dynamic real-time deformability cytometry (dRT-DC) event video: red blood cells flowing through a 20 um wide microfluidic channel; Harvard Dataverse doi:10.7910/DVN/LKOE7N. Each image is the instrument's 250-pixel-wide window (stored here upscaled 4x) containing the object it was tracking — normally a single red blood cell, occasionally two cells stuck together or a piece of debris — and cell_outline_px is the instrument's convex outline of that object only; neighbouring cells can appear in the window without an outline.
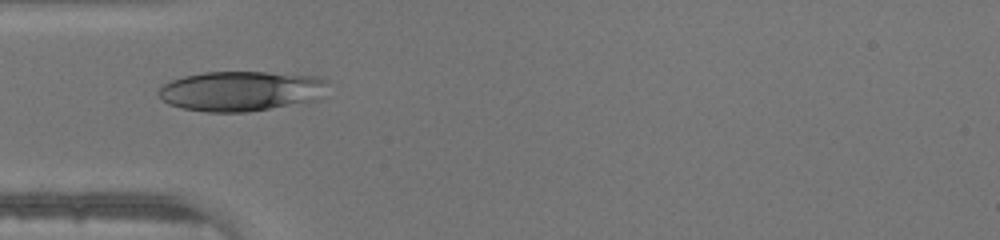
{"species": "human", "species_latin": "Homo sapiens", "temperature_condition": "warm", "stored_images_in_passage": 32, "camera_frame_rate_fps": 3000, "um_per_image_px": 0.085, "donor": {"sex": "male"}, "frame": {"image": 1, "passage_image": 1, "time_ms": 0.0, "image_size_px": [1000, 240], "cell_outline_px": [[328, 80], [320, 100], [248, 112], [208, 112], [184, 108], [168, 104], [156, 92], [164, 84], [172, 80], [184, 76], [204, 72], [268, 72], [316, 76]], "centroid_in_image_um": [20.51, 7.74], "position_along_channel_um": 64.5, "area_um2": 39.54}}
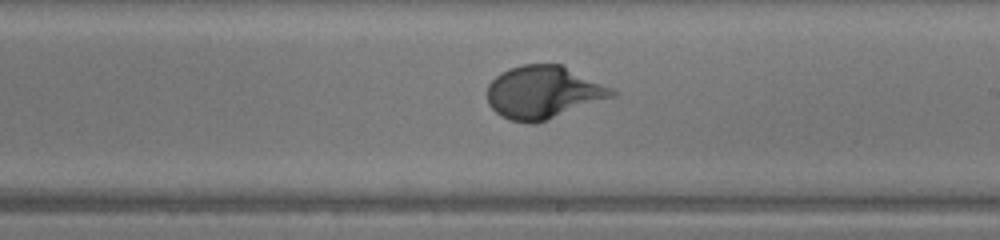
{"frame": {"image": 2, "passage_image": 13, "time_ms": 4.0, "image_size_px": [1000, 240], "cell_outline_px": [[620, 92], [616, 96], [536, 124], [528, 124], [512, 120], [500, 116], [488, 104], [488, 84], [500, 72], [508, 68], [520, 64], [560, 64], [612, 88]], "centroid_in_image_um": [46.18, 7.85], "position_along_channel_um": 242.8, "area_um2": 38.55}}
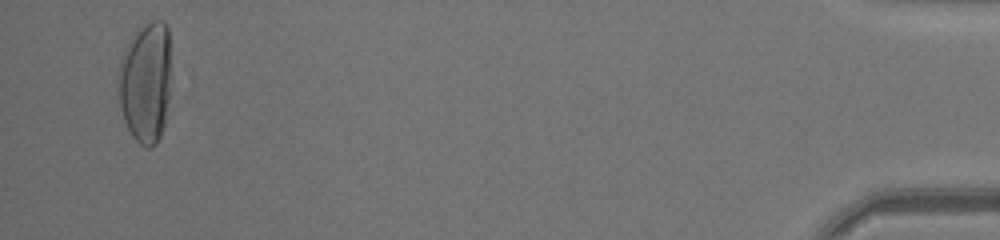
{"frame": {"image": 3, "passage_image": 31, "time_ms": 10.0, "image_size_px": [1000, 240], "cell_outline_px": [[172, 48], [168, 100], [164, 124], [160, 136], [156, 144], [148, 148], [140, 144], [132, 136], [124, 120], [120, 108], [120, 60], [132, 32], [148, 20], [160, 20], [168, 28]], "centroid_in_image_um": [12.41, 6.92], "position_along_channel_um": 422.8, "area_um2": 37.63}}